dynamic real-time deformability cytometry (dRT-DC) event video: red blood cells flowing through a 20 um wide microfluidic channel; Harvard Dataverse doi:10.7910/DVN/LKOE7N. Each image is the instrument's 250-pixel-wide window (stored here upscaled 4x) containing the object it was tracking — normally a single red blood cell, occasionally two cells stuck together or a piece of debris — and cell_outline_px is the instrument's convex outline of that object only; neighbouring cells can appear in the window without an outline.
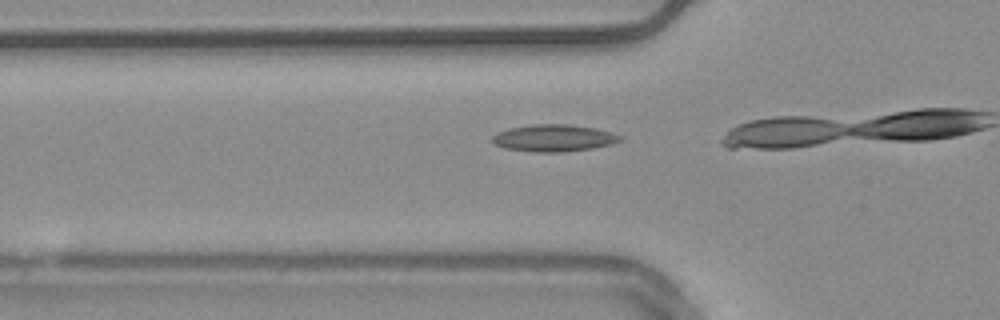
{"species": "common noctule bat (a hibernating species)", "species_latin": "Nyctalus noctula", "temperature_condition": "warm", "stored_images_in_passage": 21, "camera_frame_rate_fps": 3000, "um_per_image_px": 0.085, "animal": {"sex": "male", "body_mass_g": 20.4}, "frame": {"image": 1, "passage_image": 15, "time_ms": 4.667, "image_size_px": [1000, 320], "cell_outline_px": [[624, 140], [592, 148], [564, 152], [536, 152], [504, 148], [496, 144], [492, 140], [492, 136], [496, 132], [512, 128], [532, 124], [568, 124], [596, 128], [624, 136]], "centroid_in_image_um": [47.09, 11.73], "position_along_channel_um": 78.7, "area_um2": 20.06}}